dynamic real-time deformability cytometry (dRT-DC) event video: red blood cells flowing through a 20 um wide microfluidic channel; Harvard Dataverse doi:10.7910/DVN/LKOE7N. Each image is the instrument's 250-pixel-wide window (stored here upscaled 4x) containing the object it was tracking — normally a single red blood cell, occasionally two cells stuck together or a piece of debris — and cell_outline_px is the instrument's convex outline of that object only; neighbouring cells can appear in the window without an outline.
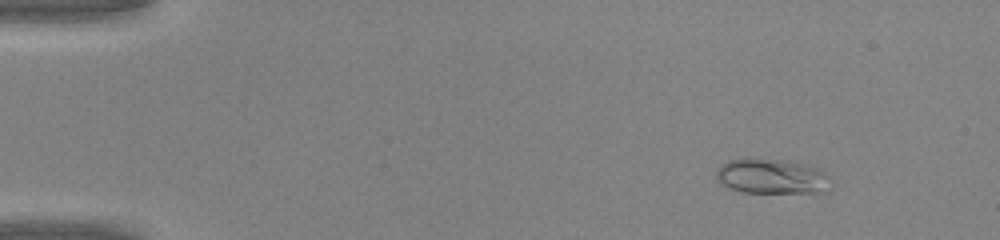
{"species": "common noctule bat (a hibernating species)", "species_latin": "Nyctalus noctula", "temperature_condition": "warm", "stored_images_in_passage": 47, "camera_frame_rate_fps": 3000, "um_per_image_px": 0.085, "animal": {"sex": "male", "body_mass_g": 20.0, "forearm_length_mm": 53.3}, "frame": {"image": 1, "passage_image": 6, "time_ms": 1.667, "image_size_px": [1000, 240], "cell_outline_px": [[832, 188], [816, 192], [740, 192], [724, 184], [716, 176], [716, 172], [720, 164], [728, 160], [748, 156], [784, 160], [816, 168], [828, 176]], "centroid_in_image_um": [65.55, 14.96], "position_along_channel_um": 19.5, "area_um2": 23.29}}
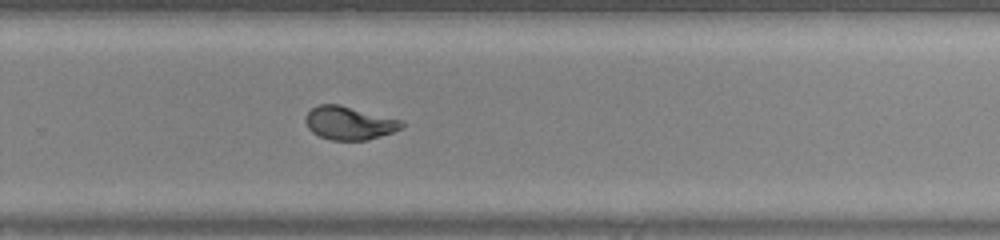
{"frame": {"image": 2, "passage_image": 32, "time_ms": 10.333, "image_size_px": [1000, 240], "cell_outline_px": [[404, 128], [368, 140], [332, 140], [320, 136], [312, 132], [308, 128], [304, 120], [304, 116], [312, 108], [320, 104], [340, 104], [404, 120]], "centroid_in_image_um": [29.7, 10.45], "position_along_channel_um": 300.1, "area_um2": 18.9}}
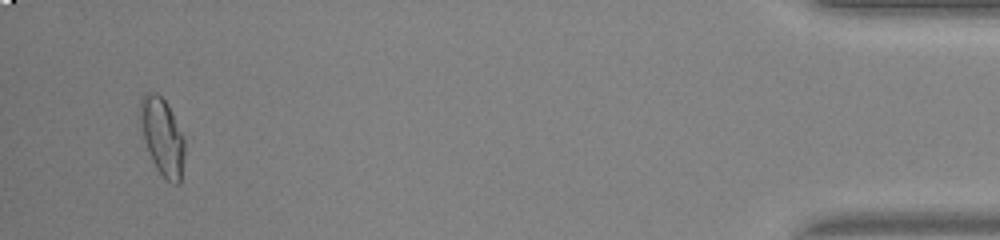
{"frame": {"image": 3, "passage_image": 45, "time_ms": 14.667, "image_size_px": [1000, 240], "cell_outline_px": [[184, 156], [180, 184], [172, 184], [156, 168], [148, 152], [140, 128], [140, 100], [144, 92], [156, 92], [164, 100], [184, 136]], "centroid_in_image_um": [13.78, 11.61], "position_along_channel_um": 421.4, "area_um2": 19.88}}